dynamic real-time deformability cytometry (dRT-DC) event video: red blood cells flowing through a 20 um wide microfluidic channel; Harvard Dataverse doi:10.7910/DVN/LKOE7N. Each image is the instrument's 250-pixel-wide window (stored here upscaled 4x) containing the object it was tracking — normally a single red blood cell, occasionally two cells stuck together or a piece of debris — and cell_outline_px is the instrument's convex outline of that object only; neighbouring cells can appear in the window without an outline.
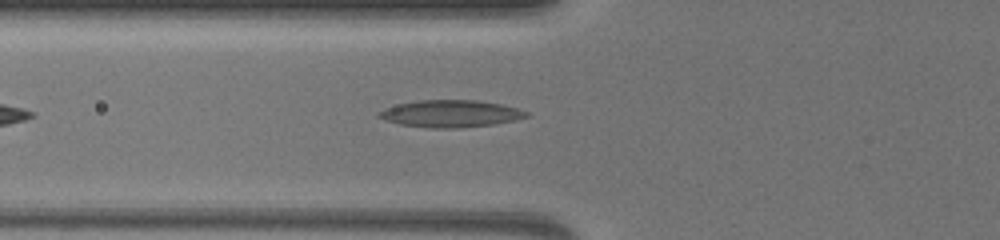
{"species": "common noctule bat (a hibernating species)", "species_latin": "Nyctalus noctula", "temperature_condition": "warm", "stored_images_in_passage": 42, "camera_frame_rate_fps": 3000, "um_per_image_px": 0.085, "animal": {"sex": "female", "body_mass_g": 19.5, "forearm_length_mm": 54.1}, "frame": {"image": 1, "passage_image": 9, "time_ms": 2.667, "image_size_px": [1000, 240], "cell_outline_px": [[528, 116], [512, 120], [492, 124], [456, 128], [428, 128], [400, 124], [376, 116], [384, 108], [400, 104], [420, 100], [476, 100], [500, 104], [516, 108], [528, 112]], "centroid_in_image_um": [38.28, 9.66], "position_along_channel_um": 87.5, "area_um2": 22.83}}
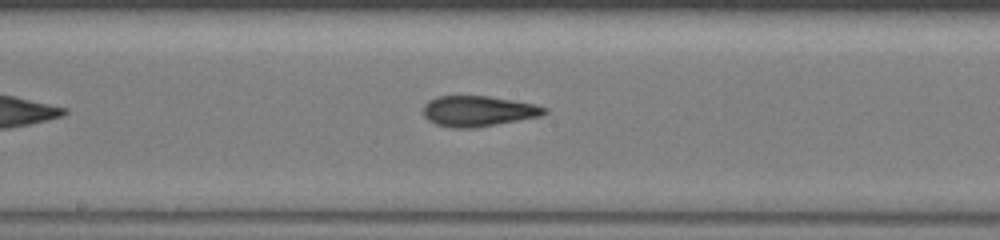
{"frame": {"image": 2, "passage_image": 20, "time_ms": 6.333, "image_size_px": [1000, 240], "cell_outline_px": [[548, 112], [540, 116], [476, 128], [452, 128], [436, 124], [428, 120], [424, 116], [424, 104], [428, 100], [440, 96], [488, 96], [532, 104], [548, 108]], "centroid_in_image_um": [40.62, 9.45], "position_along_channel_um": 207.6, "area_um2": 21.44}}
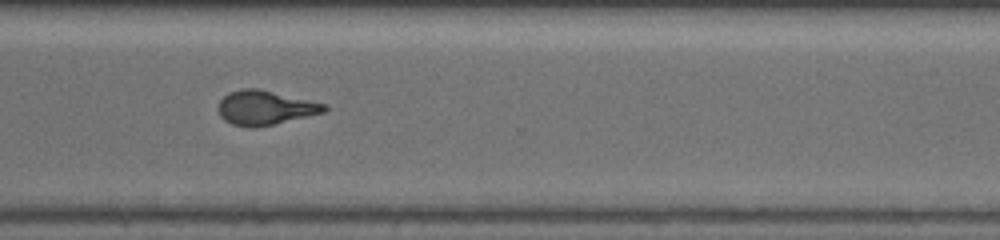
{"frame": {"image": 3, "passage_image": 33, "time_ms": 10.667, "image_size_px": [1000, 240], "cell_outline_px": [[328, 108], [324, 112], [260, 128], [248, 128], [232, 124], [224, 120], [220, 116], [220, 100], [228, 92], [240, 88], [260, 88], [324, 104]], "centroid_in_image_um": [22.51, 9.16], "position_along_channel_um": 348.1, "area_um2": 21.27}}